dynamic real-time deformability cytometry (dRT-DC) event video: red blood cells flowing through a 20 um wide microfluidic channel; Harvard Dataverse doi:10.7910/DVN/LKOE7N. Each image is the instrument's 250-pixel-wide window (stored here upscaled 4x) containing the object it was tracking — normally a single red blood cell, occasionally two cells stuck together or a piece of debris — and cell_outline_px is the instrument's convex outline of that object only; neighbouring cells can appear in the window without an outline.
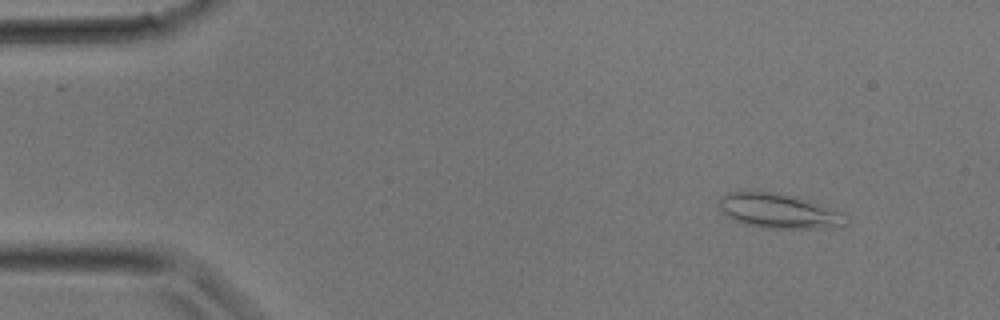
{"species": "common noctule bat (a hibernating species)", "species_latin": "Nyctalus noctula", "temperature_condition": "room temperature", "stored_images_in_passage": 28, "camera_frame_rate_fps": 3000, "um_per_image_px": 0.085, "animal": {"sex": "male", "body_mass_g": 17.9}, "frame": {"image": 1, "passage_image": 2, "time_ms": 0.333, "image_size_px": [1000, 320], "cell_outline_px": [[848, 224], [832, 228], [768, 228], [744, 224], [732, 220], [720, 208], [720, 196], [728, 192], [772, 192], [796, 196], [840, 212]], "centroid_in_image_um": [66.17, 17.94], "position_along_channel_um": 18.8, "area_um2": 25.2}}
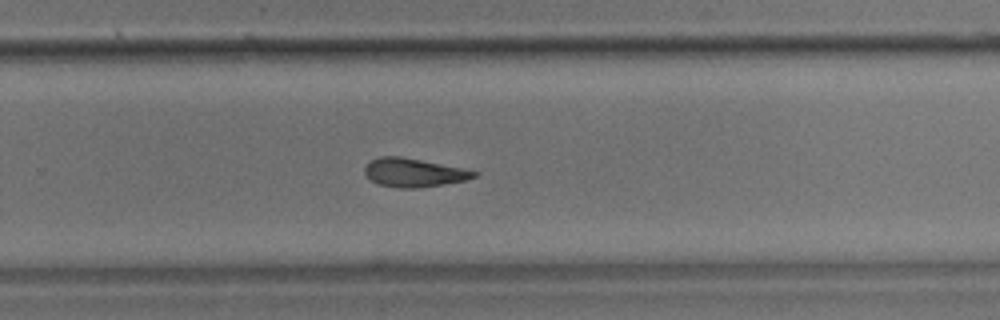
{"frame": {"image": 2, "passage_image": 19, "time_ms": 6.0, "image_size_px": [1000, 320], "cell_outline_px": [[480, 172], [476, 176], [464, 180], [416, 188], [396, 188], [376, 184], [364, 176], [364, 168], [368, 160], [380, 156], [400, 156]], "centroid_in_image_um": [35.05, 14.67], "position_along_channel_um": 294.8, "area_um2": 18.15}}
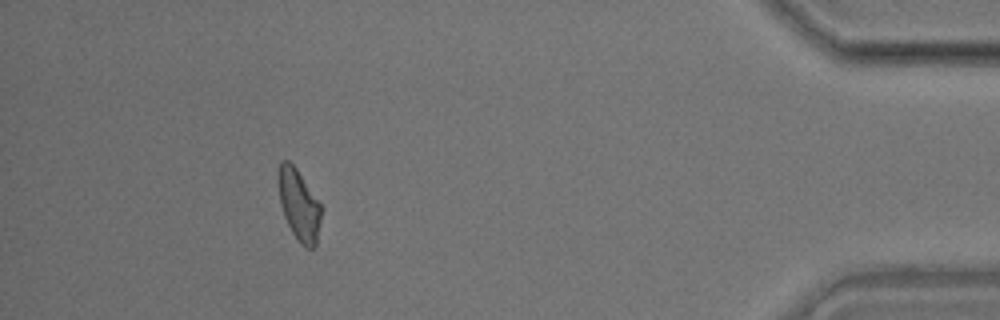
{"frame": {"image": 3, "passage_image": 27, "time_ms": 8.667, "image_size_px": [1000, 320], "cell_outline_px": [[324, 208], [316, 244], [312, 248], [308, 248], [300, 244], [292, 232], [284, 216], [280, 204], [276, 180], [276, 172], [280, 160], [288, 160], [296, 168]], "centroid_in_image_um": [25.4, 17.38], "position_along_channel_um": 409.8, "area_um2": 18.32}}